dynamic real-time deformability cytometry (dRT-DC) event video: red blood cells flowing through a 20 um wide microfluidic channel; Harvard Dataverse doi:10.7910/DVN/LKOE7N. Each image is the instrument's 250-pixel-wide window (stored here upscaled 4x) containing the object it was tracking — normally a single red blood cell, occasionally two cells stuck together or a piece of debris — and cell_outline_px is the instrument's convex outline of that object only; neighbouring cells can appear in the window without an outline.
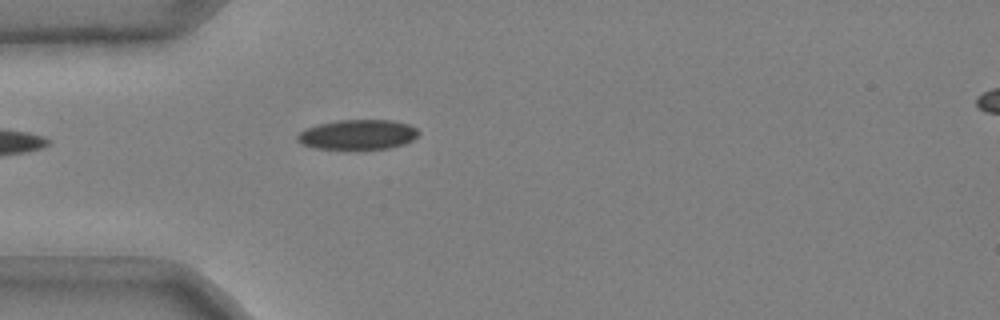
{"species": "common noctule bat (a hibernating species)", "species_latin": "Nyctalus noctula", "temperature_condition": "cold", "stored_images_in_passage": 8, "camera_frame_rate_fps": 3000, "um_per_image_px": 0.085, "animal": {"sex": "male", "body_mass_g": 20.4}, "frame": {"image": 1, "passage_image": 1, "time_ms": 0.0, "image_size_px": [1000, 320], "cell_outline_px": [[420, 132], [412, 140], [404, 144], [388, 148], [316, 148], [300, 144], [296, 140], [296, 136], [300, 132], [308, 128], [320, 124], [340, 120], [392, 120], [408, 124], [416, 128]], "centroid_in_image_um": [30.42, 11.43], "position_along_channel_um": 54.6, "area_um2": 20.75}}
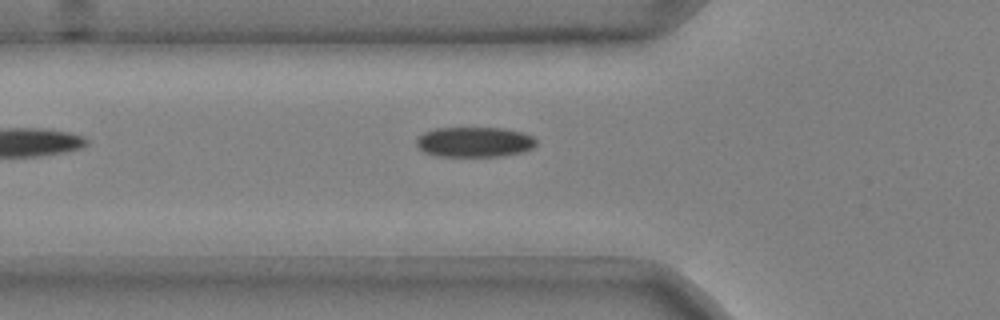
{"frame": {"image": 2, "passage_image": 4, "time_ms": 1.0, "image_size_px": [1000, 320], "cell_outline_px": [[536, 144], [532, 148], [524, 152], [504, 156], [440, 156], [424, 152], [416, 144], [416, 140], [424, 132], [436, 128], [504, 128], [524, 132], [532, 136], [536, 140]], "centroid_in_image_um": [40.37, 12.07], "position_along_channel_um": 85.4, "area_um2": 21.1}}